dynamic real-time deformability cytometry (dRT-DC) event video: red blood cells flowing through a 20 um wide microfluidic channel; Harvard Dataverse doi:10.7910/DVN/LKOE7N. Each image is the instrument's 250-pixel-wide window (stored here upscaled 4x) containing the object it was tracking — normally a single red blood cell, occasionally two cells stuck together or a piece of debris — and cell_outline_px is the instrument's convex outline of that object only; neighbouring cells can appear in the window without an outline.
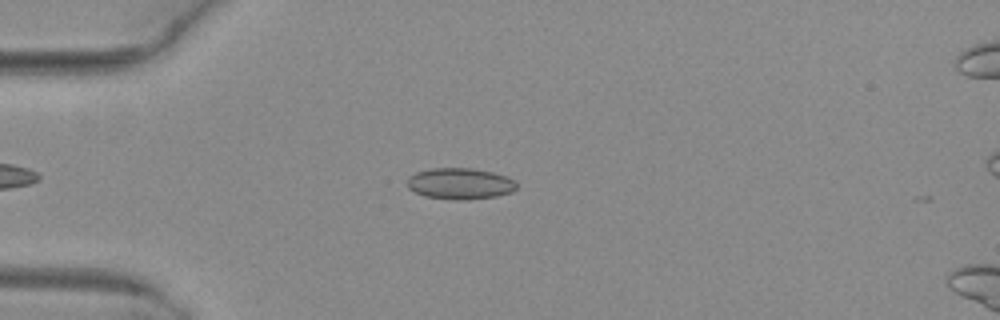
{"species": "common noctule bat (a hibernating species)", "species_latin": "Nyctalus noctula", "temperature_condition": "warm", "stored_images_in_passage": 37, "camera_frame_rate_fps": 3000, "um_per_image_px": 0.085, "animal": {"sex": "female", "body_mass_g": 29.2, "forearm_length_mm": 56.3}, "frame": {"image": 1, "passage_image": 4, "time_ms": 1.0, "image_size_px": [1000, 320], "cell_outline_px": [[516, 188], [512, 192], [496, 196], [468, 200], [456, 200], [424, 196], [408, 188], [408, 176], [416, 172], [432, 168], [472, 168], [492, 172], [508, 176], [516, 184]], "centroid_in_image_um": [39.1, 15.61], "position_along_channel_um": 45.9, "area_um2": 19.94}}
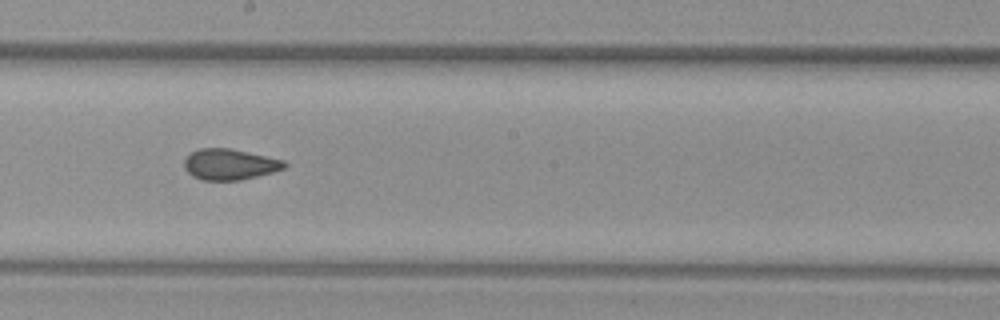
{"frame": {"image": 2, "passage_image": 19, "time_ms": 6.0, "image_size_px": [1000, 320], "cell_outline_px": [[288, 164], [284, 168], [272, 172], [240, 180], [200, 180], [192, 176], [184, 168], [184, 160], [192, 152], [200, 148], [232, 148], [284, 160]], "centroid_in_image_um": [19.52, 13.96], "position_along_channel_um": 228.7, "area_um2": 18.03}}
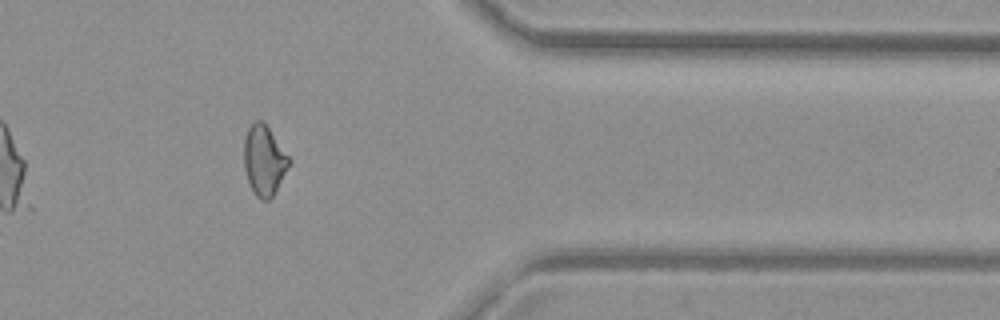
{"frame": {"image": 3, "passage_image": 32, "time_ms": 10.333, "image_size_px": [1000, 320], "cell_outline_px": [[292, 160], [272, 196], [268, 200], [260, 200], [256, 196], [248, 180], [244, 168], [244, 140], [248, 128], [256, 120], [260, 120], [268, 128]], "centroid_in_image_um": [22.44, 13.64], "position_along_channel_um": 389.0, "area_um2": 17.98}, "authors_computed_cell_mechanics": {"area_um2": 18.496, "velocity_mm_per_s": 4.0866, "shape_relaxation_time_tau1_ms": null, "shape_relaxation_time_tau2_ms": 1.4767, "deformation_change_tau1": null, "deformation_change_tau2": 0.0652}}